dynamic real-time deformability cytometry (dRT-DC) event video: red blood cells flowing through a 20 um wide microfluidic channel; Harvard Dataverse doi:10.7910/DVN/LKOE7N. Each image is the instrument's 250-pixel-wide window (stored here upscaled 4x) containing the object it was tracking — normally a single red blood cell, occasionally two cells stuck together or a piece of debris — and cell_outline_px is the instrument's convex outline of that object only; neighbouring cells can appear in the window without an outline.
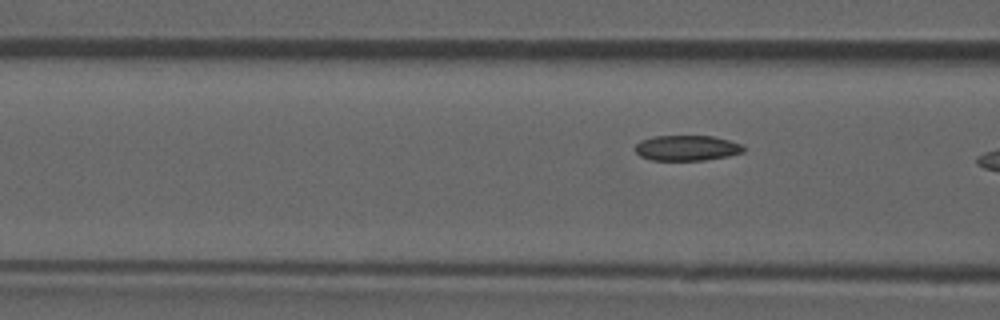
{"species": "common noctule bat (a hibernating species)", "species_latin": "Nyctalus noctula", "temperature_condition": "room temperature", "stored_images_in_passage": 4, "camera_frame_rate_fps": 3000, "um_per_image_px": 0.085, "animal": {"sex": "male", "forearm_length_mm": 52.5}, "frame": {"image": 1, "passage_image": 4, "time_ms": 1.0, "image_size_px": [1000, 320], "cell_outline_px": [[744, 152], [728, 156], [704, 160], [652, 160], [640, 156], [632, 148], [640, 140], [652, 136], [712, 136], [728, 140], [740, 144], [744, 148]], "centroid_in_image_um": [58.33, 12.58], "position_along_channel_um": 108.3, "area_um2": 16.07}}